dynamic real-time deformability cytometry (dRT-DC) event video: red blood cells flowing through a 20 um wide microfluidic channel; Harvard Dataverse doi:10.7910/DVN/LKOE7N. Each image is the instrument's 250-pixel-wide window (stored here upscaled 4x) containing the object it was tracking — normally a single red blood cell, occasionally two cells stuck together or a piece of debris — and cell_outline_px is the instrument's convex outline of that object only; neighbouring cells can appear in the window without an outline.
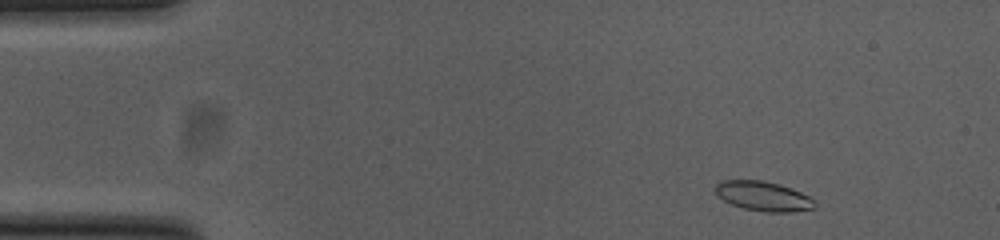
{"species": "common noctule bat (a hibernating species)", "species_latin": "Nyctalus noctula", "temperature_condition": "cold", "stored_images_in_passage": 49, "camera_frame_rate_fps": 3000, "um_per_image_px": 0.085, "animal": {"sex": "female", "body_mass_g": 23.0, "forearm_length_mm": 53.4}, "frame": {"image": 1, "passage_image": 2, "time_ms": 0.333, "image_size_px": [1000, 240], "cell_outline_px": [[816, 204], [812, 208], [792, 212], [768, 212], [744, 208], [732, 204], [724, 200], [716, 192], [716, 184], [720, 180], [764, 180], [780, 184], [800, 192], [808, 196]], "centroid_in_image_um": [64.87, 16.66], "position_along_channel_um": 20.1, "area_um2": 16.88}}
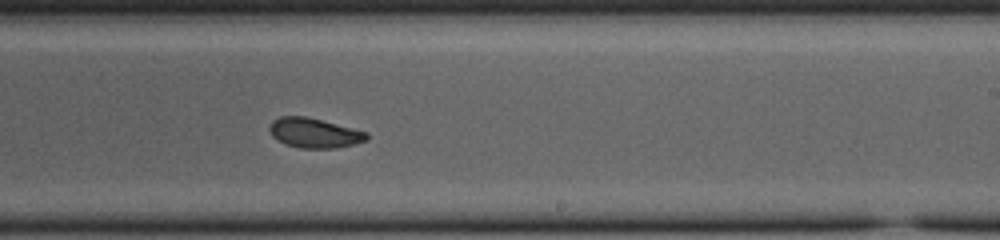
{"frame": {"image": 2, "passage_image": 28, "time_ms": 9.0, "image_size_px": [1000, 240], "cell_outline_px": [[368, 140], [356, 144], [336, 148], [300, 148], [284, 144], [276, 140], [272, 136], [268, 128], [272, 120], [280, 116], [304, 116], [368, 132]], "centroid_in_image_um": [26.69, 11.31], "position_along_channel_um": 262.3, "area_um2": 16.94}}
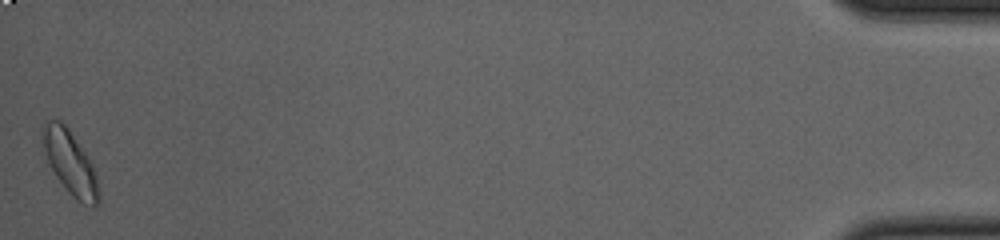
{"frame": {"image": 3, "passage_image": 49, "time_ms": 16.0, "image_size_px": [1000, 240], "cell_outline_px": [[100, 200], [96, 204], [84, 204], [72, 196], [68, 192], [56, 176], [40, 152], [44, 128], [48, 120], [60, 120], [68, 128], [88, 156], [96, 172], [100, 196]], "centroid_in_image_um": [5.94, 13.82], "position_along_channel_um": 429.3, "area_um2": 20.87}, "authors_computed_cell_mechanics": {"area_um2": 17.34, "velocity_mm_per_s": 3.7939, "shape_relaxation_time_tau1_ms": 4.014, "shape_relaxation_time_tau2_ms": 2.4922, "deformation_change_tau1": 0.1285, "deformation_change_tau2": 0.0695}}